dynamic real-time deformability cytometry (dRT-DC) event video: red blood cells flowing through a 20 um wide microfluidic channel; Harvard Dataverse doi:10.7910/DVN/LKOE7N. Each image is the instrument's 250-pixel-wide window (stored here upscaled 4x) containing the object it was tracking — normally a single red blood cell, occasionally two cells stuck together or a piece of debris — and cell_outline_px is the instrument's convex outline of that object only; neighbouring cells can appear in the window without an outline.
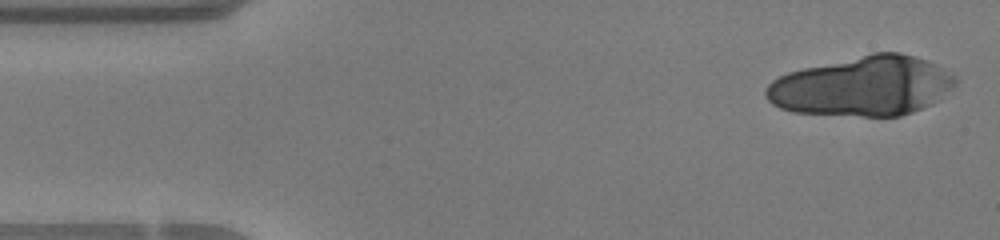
{"species": "human", "species_latin": "Homo sapiens", "temperature_condition": "warm", "stored_images_in_passage": 31, "camera_frame_rate_fps": 3000, "um_per_image_px": 0.085, "donor": {"sex": "female"}, "frame": {"image": 1, "passage_image": 1, "time_ms": 0.0, "image_size_px": [1000, 240], "cell_outline_px": [[960, 80], [956, 84], [932, 104], [912, 112], [900, 116], [864, 116], [792, 112], [780, 108], [772, 104], [764, 96], [764, 88], [772, 80], [788, 72], [804, 68], [872, 52], [900, 52], [916, 56], [928, 60], [936, 64], [956, 76]], "centroid_in_image_um": [73.31, 7.31], "position_along_channel_um": 11.7, "area_um2": 66.12}}